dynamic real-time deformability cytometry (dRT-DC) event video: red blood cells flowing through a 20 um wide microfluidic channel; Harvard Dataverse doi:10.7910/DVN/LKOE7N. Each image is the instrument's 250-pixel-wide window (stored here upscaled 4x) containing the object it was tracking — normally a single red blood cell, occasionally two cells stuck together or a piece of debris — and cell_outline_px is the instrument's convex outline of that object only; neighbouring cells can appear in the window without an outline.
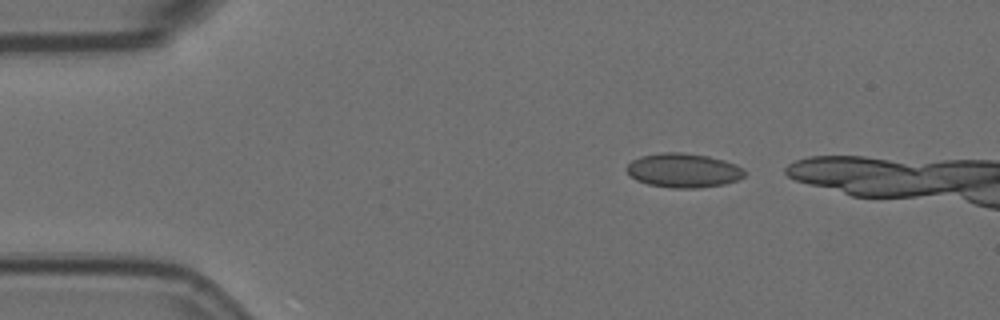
{"species": "Egyptian fruit bat (a non-hibernating species)", "species_latin": "Rousettus aegyptiacus", "temperature_condition": "room temperature", "stored_images_in_passage": 4, "camera_frame_rate_fps": 3000, "um_per_image_px": 0.085, "animal": {"sex": "female"}, "frame": {"image": 1, "passage_image": 1, "time_ms": 0.0, "image_size_px": [1000, 320], "cell_outline_px": [[744, 176], [736, 180], [724, 184], [696, 188], [672, 188], [648, 184], [636, 180], [624, 168], [632, 160], [640, 156], [660, 152], [684, 152], [708, 156], [724, 160], [736, 164], [744, 168]], "centroid_in_image_um": [58.08, 14.47], "position_along_channel_um": 26.9, "area_um2": 23.58}}